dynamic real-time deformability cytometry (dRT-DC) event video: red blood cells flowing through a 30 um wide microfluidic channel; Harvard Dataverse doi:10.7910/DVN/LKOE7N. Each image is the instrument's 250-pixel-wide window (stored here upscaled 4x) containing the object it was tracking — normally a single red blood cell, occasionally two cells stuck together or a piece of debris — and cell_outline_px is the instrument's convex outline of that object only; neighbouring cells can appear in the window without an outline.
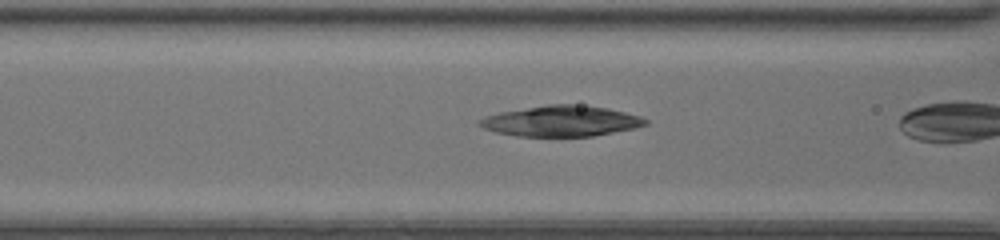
{"species": "common noctule bat (a hibernating species)", "species_latin": "Nyctalus noctula", "temperature_condition": "room temperature", "stored_images_in_passage": 27, "camera_frame_rate_fps": 3000, "um_per_image_px": 0.085, "animal": {"sex": "female", "body_mass_g": 20.0, "forearm_length_mm": 54.0}, "frame": {"image": 1, "passage_image": 8, "time_ms": 2.333, "image_size_px": [1000, 240], "cell_outline_px": [[648, 124], [636, 128], [592, 136], [516, 136], [496, 132], [484, 128], [476, 124], [484, 116], [500, 112], [548, 104], [572, 104], [608, 108], [640, 116], [648, 120]], "centroid_in_image_um": [47.7, 10.29], "position_along_channel_um": 118.9, "area_um2": 29.59}}
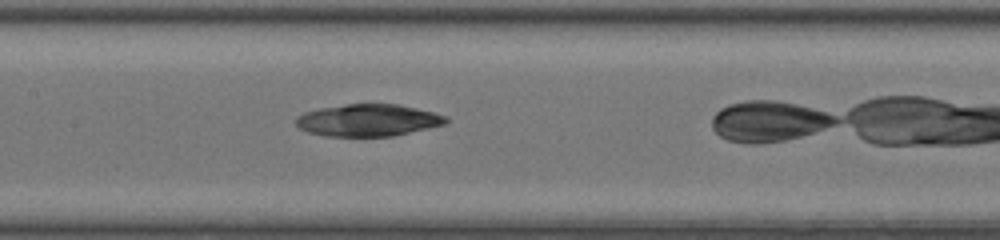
{"frame": {"image": 2, "passage_image": 12, "time_ms": 3.667, "image_size_px": [1000, 240], "cell_outline_px": [[448, 120], [444, 124], [428, 128], [392, 136], [324, 136], [308, 132], [300, 128], [296, 124], [296, 116], [304, 112], [320, 108], [344, 104], [396, 104], [416, 108], [448, 116]], "centroid_in_image_um": [31.26, 10.22], "position_along_channel_um": 176.1, "area_um2": 27.92}}